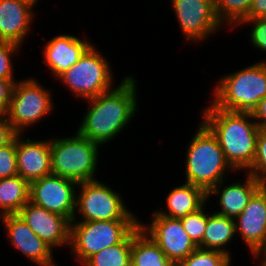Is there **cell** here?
I'll use <instances>...</instances> for the list:
<instances>
[{
	"label": "cell",
	"mask_w": 266,
	"mask_h": 266,
	"mask_svg": "<svg viewBox=\"0 0 266 266\" xmlns=\"http://www.w3.org/2000/svg\"><path fill=\"white\" fill-rule=\"evenodd\" d=\"M133 76H126L116 88L87 99L88 108L77 132L103 145L116 138L138 110L137 85Z\"/></svg>",
	"instance_id": "obj_1"
},
{
	"label": "cell",
	"mask_w": 266,
	"mask_h": 266,
	"mask_svg": "<svg viewBox=\"0 0 266 266\" xmlns=\"http://www.w3.org/2000/svg\"><path fill=\"white\" fill-rule=\"evenodd\" d=\"M202 116L201 122L217 137L234 171L248 170L253 163L260 129L255 120L252 121V112L226 111L210 103Z\"/></svg>",
	"instance_id": "obj_2"
},
{
	"label": "cell",
	"mask_w": 266,
	"mask_h": 266,
	"mask_svg": "<svg viewBox=\"0 0 266 266\" xmlns=\"http://www.w3.org/2000/svg\"><path fill=\"white\" fill-rule=\"evenodd\" d=\"M187 147L186 182L199 186L207 193L224 181L226 171L234 170L227 162L217 137L202 122Z\"/></svg>",
	"instance_id": "obj_3"
},
{
	"label": "cell",
	"mask_w": 266,
	"mask_h": 266,
	"mask_svg": "<svg viewBox=\"0 0 266 266\" xmlns=\"http://www.w3.org/2000/svg\"><path fill=\"white\" fill-rule=\"evenodd\" d=\"M212 103L223 110L253 112L266 96V60L225 75L218 80Z\"/></svg>",
	"instance_id": "obj_4"
},
{
	"label": "cell",
	"mask_w": 266,
	"mask_h": 266,
	"mask_svg": "<svg viewBox=\"0 0 266 266\" xmlns=\"http://www.w3.org/2000/svg\"><path fill=\"white\" fill-rule=\"evenodd\" d=\"M100 146L77 131L72 137L50 139L52 174L78 183L96 180Z\"/></svg>",
	"instance_id": "obj_5"
},
{
	"label": "cell",
	"mask_w": 266,
	"mask_h": 266,
	"mask_svg": "<svg viewBox=\"0 0 266 266\" xmlns=\"http://www.w3.org/2000/svg\"><path fill=\"white\" fill-rule=\"evenodd\" d=\"M139 225L140 220L77 221L74 218L70 227L71 254L83 265L92 255L123 242Z\"/></svg>",
	"instance_id": "obj_6"
},
{
	"label": "cell",
	"mask_w": 266,
	"mask_h": 266,
	"mask_svg": "<svg viewBox=\"0 0 266 266\" xmlns=\"http://www.w3.org/2000/svg\"><path fill=\"white\" fill-rule=\"evenodd\" d=\"M109 65L105 56L91 44L79 60L58 79L68 86L76 97L87 100L113 88V75Z\"/></svg>",
	"instance_id": "obj_7"
},
{
	"label": "cell",
	"mask_w": 266,
	"mask_h": 266,
	"mask_svg": "<svg viewBox=\"0 0 266 266\" xmlns=\"http://www.w3.org/2000/svg\"><path fill=\"white\" fill-rule=\"evenodd\" d=\"M17 82L5 116L16 132L23 134L26 127L38 123L51 113L54 103L50 90L45 89L37 80L28 78Z\"/></svg>",
	"instance_id": "obj_8"
},
{
	"label": "cell",
	"mask_w": 266,
	"mask_h": 266,
	"mask_svg": "<svg viewBox=\"0 0 266 266\" xmlns=\"http://www.w3.org/2000/svg\"><path fill=\"white\" fill-rule=\"evenodd\" d=\"M76 194L77 213L82 221L139 220L122 201L120 194L98 180L80 182Z\"/></svg>",
	"instance_id": "obj_9"
},
{
	"label": "cell",
	"mask_w": 266,
	"mask_h": 266,
	"mask_svg": "<svg viewBox=\"0 0 266 266\" xmlns=\"http://www.w3.org/2000/svg\"><path fill=\"white\" fill-rule=\"evenodd\" d=\"M78 182L49 174L30 182L29 201L44 209L66 217L70 222L77 218L76 192Z\"/></svg>",
	"instance_id": "obj_10"
},
{
	"label": "cell",
	"mask_w": 266,
	"mask_h": 266,
	"mask_svg": "<svg viewBox=\"0 0 266 266\" xmlns=\"http://www.w3.org/2000/svg\"><path fill=\"white\" fill-rule=\"evenodd\" d=\"M172 6L186 40L204 41L223 25L214 0H172Z\"/></svg>",
	"instance_id": "obj_11"
},
{
	"label": "cell",
	"mask_w": 266,
	"mask_h": 266,
	"mask_svg": "<svg viewBox=\"0 0 266 266\" xmlns=\"http://www.w3.org/2000/svg\"><path fill=\"white\" fill-rule=\"evenodd\" d=\"M151 223L140 222L141 229L148 234L175 265L188 257L198 246L182 226L181 219L153 214Z\"/></svg>",
	"instance_id": "obj_12"
},
{
	"label": "cell",
	"mask_w": 266,
	"mask_h": 266,
	"mask_svg": "<svg viewBox=\"0 0 266 266\" xmlns=\"http://www.w3.org/2000/svg\"><path fill=\"white\" fill-rule=\"evenodd\" d=\"M234 220L236 234L239 233L252 255L257 258L266 248V188L264 186L253 194L245 209Z\"/></svg>",
	"instance_id": "obj_13"
},
{
	"label": "cell",
	"mask_w": 266,
	"mask_h": 266,
	"mask_svg": "<svg viewBox=\"0 0 266 266\" xmlns=\"http://www.w3.org/2000/svg\"><path fill=\"white\" fill-rule=\"evenodd\" d=\"M26 224L52 249L70 244L71 222L59 214L28 202L18 213Z\"/></svg>",
	"instance_id": "obj_14"
},
{
	"label": "cell",
	"mask_w": 266,
	"mask_h": 266,
	"mask_svg": "<svg viewBox=\"0 0 266 266\" xmlns=\"http://www.w3.org/2000/svg\"><path fill=\"white\" fill-rule=\"evenodd\" d=\"M12 245L39 266H55L52 248L18 215L0 216Z\"/></svg>",
	"instance_id": "obj_15"
},
{
	"label": "cell",
	"mask_w": 266,
	"mask_h": 266,
	"mask_svg": "<svg viewBox=\"0 0 266 266\" xmlns=\"http://www.w3.org/2000/svg\"><path fill=\"white\" fill-rule=\"evenodd\" d=\"M16 136L18 175L29 183L52 173L50 140L31 141Z\"/></svg>",
	"instance_id": "obj_16"
},
{
	"label": "cell",
	"mask_w": 266,
	"mask_h": 266,
	"mask_svg": "<svg viewBox=\"0 0 266 266\" xmlns=\"http://www.w3.org/2000/svg\"><path fill=\"white\" fill-rule=\"evenodd\" d=\"M33 19V7L29 4L19 0H0V41L21 47Z\"/></svg>",
	"instance_id": "obj_17"
},
{
	"label": "cell",
	"mask_w": 266,
	"mask_h": 266,
	"mask_svg": "<svg viewBox=\"0 0 266 266\" xmlns=\"http://www.w3.org/2000/svg\"><path fill=\"white\" fill-rule=\"evenodd\" d=\"M90 45V41L76 36L56 35L44 46V62L58 78L79 60Z\"/></svg>",
	"instance_id": "obj_18"
},
{
	"label": "cell",
	"mask_w": 266,
	"mask_h": 266,
	"mask_svg": "<svg viewBox=\"0 0 266 266\" xmlns=\"http://www.w3.org/2000/svg\"><path fill=\"white\" fill-rule=\"evenodd\" d=\"M246 180L241 183L235 182L233 184L223 186V182L213 187L207 194L208 200L212 194L219 195L220 211L215 212L220 215L227 216L231 219H236L239 214L245 209L250 198L262 186L252 175L246 174Z\"/></svg>",
	"instance_id": "obj_19"
},
{
	"label": "cell",
	"mask_w": 266,
	"mask_h": 266,
	"mask_svg": "<svg viewBox=\"0 0 266 266\" xmlns=\"http://www.w3.org/2000/svg\"><path fill=\"white\" fill-rule=\"evenodd\" d=\"M208 201L207 192L199 186L185 182L174 187L166 197L167 211L157 210L153 214H160L168 218L181 219L187 214L196 212Z\"/></svg>",
	"instance_id": "obj_20"
},
{
	"label": "cell",
	"mask_w": 266,
	"mask_h": 266,
	"mask_svg": "<svg viewBox=\"0 0 266 266\" xmlns=\"http://www.w3.org/2000/svg\"><path fill=\"white\" fill-rule=\"evenodd\" d=\"M235 234L234 219L215 212L212 215L209 213L203 239L198 248L220 251L231 258L230 252L226 250L225 246L233 240Z\"/></svg>",
	"instance_id": "obj_21"
},
{
	"label": "cell",
	"mask_w": 266,
	"mask_h": 266,
	"mask_svg": "<svg viewBox=\"0 0 266 266\" xmlns=\"http://www.w3.org/2000/svg\"><path fill=\"white\" fill-rule=\"evenodd\" d=\"M131 256L132 266H175L140 225L133 231Z\"/></svg>",
	"instance_id": "obj_22"
},
{
	"label": "cell",
	"mask_w": 266,
	"mask_h": 266,
	"mask_svg": "<svg viewBox=\"0 0 266 266\" xmlns=\"http://www.w3.org/2000/svg\"><path fill=\"white\" fill-rule=\"evenodd\" d=\"M30 183L20 175L0 179V216L18 214L29 202Z\"/></svg>",
	"instance_id": "obj_23"
},
{
	"label": "cell",
	"mask_w": 266,
	"mask_h": 266,
	"mask_svg": "<svg viewBox=\"0 0 266 266\" xmlns=\"http://www.w3.org/2000/svg\"><path fill=\"white\" fill-rule=\"evenodd\" d=\"M133 232L121 243L92 255L83 266H132Z\"/></svg>",
	"instance_id": "obj_24"
},
{
	"label": "cell",
	"mask_w": 266,
	"mask_h": 266,
	"mask_svg": "<svg viewBox=\"0 0 266 266\" xmlns=\"http://www.w3.org/2000/svg\"><path fill=\"white\" fill-rule=\"evenodd\" d=\"M253 0H214L218 19L228 26H237L247 15Z\"/></svg>",
	"instance_id": "obj_25"
},
{
	"label": "cell",
	"mask_w": 266,
	"mask_h": 266,
	"mask_svg": "<svg viewBox=\"0 0 266 266\" xmlns=\"http://www.w3.org/2000/svg\"><path fill=\"white\" fill-rule=\"evenodd\" d=\"M231 258L216 250L197 248L175 266H230Z\"/></svg>",
	"instance_id": "obj_26"
},
{
	"label": "cell",
	"mask_w": 266,
	"mask_h": 266,
	"mask_svg": "<svg viewBox=\"0 0 266 266\" xmlns=\"http://www.w3.org/2000/svg\"><path fill=\"white\" fill-rule=\"evenodd\" d=\"M262 186L266 185V129H259L256 151L251 167L246 171Z\"/></svg>",
	"instance_id": "obj_27"
},
{
	"label": "cell",
	"mask_w": 266,
	"mask_h": 266,
	"mask_svg": "<svg viewBox=\"0 0 266 266\" xmlns=\"http://www.w3.org/2000/svg\"><path fill=\"white\" fill-rule=\"evenodd\" d=\"M203 209L205 206L181 218L183 228L197 246L202 242L209 216V213H205Z\"/></svg>",
	"instance_id": "obj_28"
},
{
	"label": "cell",
	"mask_w": 266,
	"mask_h": 266,
	"mask_svg": "<svg viewBox=\"0 0 266 266\" xmlns=\"http://www.w3.org/2000/svg\"><path fill=\"white\" fill-rule=\"evenodd\" d=\"M18 175L16 138L4 147H0V179Z\"/></svg>",
	"instance_id": "obj_29"
},
{
	"label": "cell",
	"mask_w": 266,
	"mask_h": 266,
	"mask_svg": "<svg viewBox=\"0 0 266 266\" xmlns=\"http://www.w3.org/2000/svg\"><path fill=\"white\" fill-rule=\"evenodd\" d=\"M20 49V46L17 44L0 41V79L15 80L11 58Z\"/></svg>",
	"instance_id": "obj_30"
},
{
	"label": "cell",
	"mask_w": 266,
	"mask_h": 266,
	"mask_svg": "<svg viewBox=\"0 0 266 266\" xmlns=\"http://www.w3.org/2000/svg\"><path fill=\"white\" fill-rule=\"evenodd\" d=\"M249 24L252 25L250 36V41L252 42L253 46L261 51L266 52V18L263 19H243L238 25L242 24ZM254 25H253V24Z\"/></svg>",
	"instance_id": "obj_31"
},
{
	"label": "cell",
	"mask_w": 266,
	"mask_h": 266,
	"mask_svg": "<svg viewBox=\"0 0 266 266\" xmlns=\"http://www.w3.org/2000/svg\"><path fill=\"white\" fill-rule=\"evenodd\" d=\"M16 82V80L0 79V115H5L9 109Z\"/></svg>",
	"instance_id": "obj_32"
},
{
	"label": "cell",
	"mask_w": 266,
	"mask_h": 266,
	"mask_svg": "<svg viewBox=\"0 0 266 266\" xmlns=\"http://www.w3.org/2000/svg\"><path fill=\"white\" fill-rule=\"evenodd\" d=\"M18 135L5 115H0V147L9 145Z\"/></svg>",
	"instance_id": "obj_33"
},
{
	"label": "cell",
	"mask_w": 266,
	"mask_h": 266,
	"mask_svg": "<svg viewBox=\"0 0 266 266\" xmlns=\"http://www.w3.org/2000/svg\"><path fill=\"white\" fill-rule=\"evenodd\" d=\"M266 18V0H253L248 15L244 19Z\"/></svg>",
	"instance_id": "obj_34"
},
{
	"label": "cell",
	"mask_w": 266,
	"mask_h": 266,
	"mask_svg": "<svg viewBox=\"0 0 266 266\" xmlns=\"http://www.w3.org/2000/svg\"><path fill=\"white\" fill-rule=\"evenodd\" d=\"M252 115L259 128L266 129V96L260 100Z\"/></svg>",
	"instance_id": "obj_35"
},
{
	"label": "cell",
	"mask_w": 266,
	"mask_h": 266,
	"mask_svg": "<svg viewBox=\"0 0 266 266\" xmlns=\"http://www.w3.org/2000/svg\"><path fill=\"white\" fill-rule=\"evenodd\" d=\"M260 256L262 257L260 266H266V248L259 254V256L257 258L260 259L259 258Z\"/></svg>",
	"instance_id": "obj_36"
},
{
	"label": "cell",
	"mask_w": 266,
	"mask_h": 266,
	"mask_svg": "<svg viewBox=\"0 0 266 266\" xmlns=\"http://www.w3.org/2000/svg\"><path fill=\"white\" fill-rule=\"evenodd\" d=\"M22 2H25L27 4H29L30 6L34 7L36 3H38L39 0H19Z\"/></svg>",
	"instance_id": "obj_37"
}]
</instances>
